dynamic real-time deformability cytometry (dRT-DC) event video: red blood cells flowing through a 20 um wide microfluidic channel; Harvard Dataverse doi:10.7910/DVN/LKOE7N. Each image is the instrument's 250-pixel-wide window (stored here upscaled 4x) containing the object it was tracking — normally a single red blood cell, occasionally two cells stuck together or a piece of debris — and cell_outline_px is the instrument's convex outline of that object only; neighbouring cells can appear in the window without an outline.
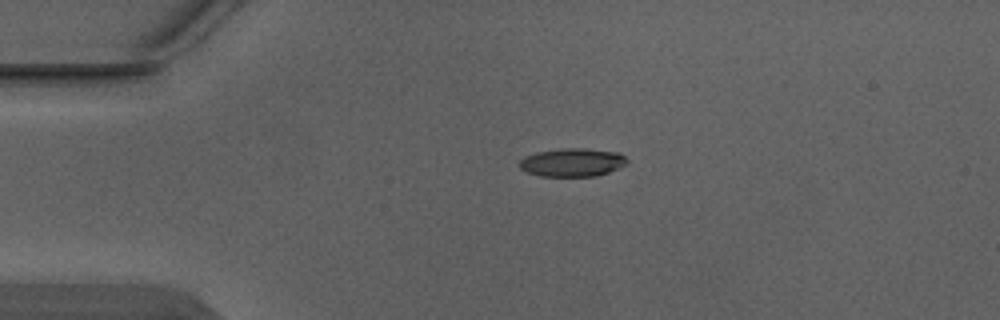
{"species": "Egyptian fruit bat (a non-hibernating species)", "species_latin": "Rousettus aegyptiacus", "temperature_condition": "warm", "stored_images_in_passage": 4, "camera_frame_rate_fps": 3000, "um_per_image_px": 0.085, "animal": {"sex": "male"}, "frame": {"image": 1, "passage_image": 4, "time_ms": 1.0, "image_size_px": [1000, 320], "cell_outline_px": [[628, 164], [608, 172], [596, 176], [540, 176], [528, 172], [520, 168], [520, 160], [524, 156], [536, 152], [560, 148], [584, 148], [620, 152], [628, 160]], "centroid_in_image_um": [48.67, 13.79], "position_along_channel_um": 36.3, "area_um2": 17.86}}